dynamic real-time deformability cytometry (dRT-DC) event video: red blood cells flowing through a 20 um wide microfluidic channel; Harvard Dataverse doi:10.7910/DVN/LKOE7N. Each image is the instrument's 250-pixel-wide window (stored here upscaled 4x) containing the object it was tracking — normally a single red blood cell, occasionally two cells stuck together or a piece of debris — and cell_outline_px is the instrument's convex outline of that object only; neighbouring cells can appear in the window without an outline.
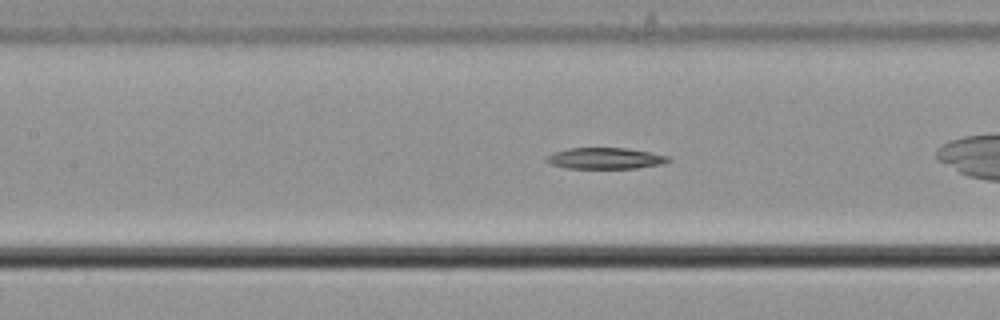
{"species": "common noctule bat (a hibernating species)", "species_latin": "Nyctalus noctula", "temperature_condition": "cold", "stored_images_in_passage": 28, "camera_frame_rate_fps": 3000, "um_per_image_px": 0.085, "animal": {"sex": "male", "body_mass_g": 21.5, "forearm_length_mm": 52.0}, "frame": {"image": 1, "passage_image": 9, "time_ms": 2.667, "image_size_px": [1000, 320], "cell_outline_px": [[672, 160], [660, 164], [636, 168], [568, 168], [552, 164], [544, 160], [552, 152], [568, 148], [624, 148], [648, 152], [668, 156]], "centroid_in_image_um": [51.41, 13.45], "position_along_channel_um": 156.0, "area_um2": 14.85}}
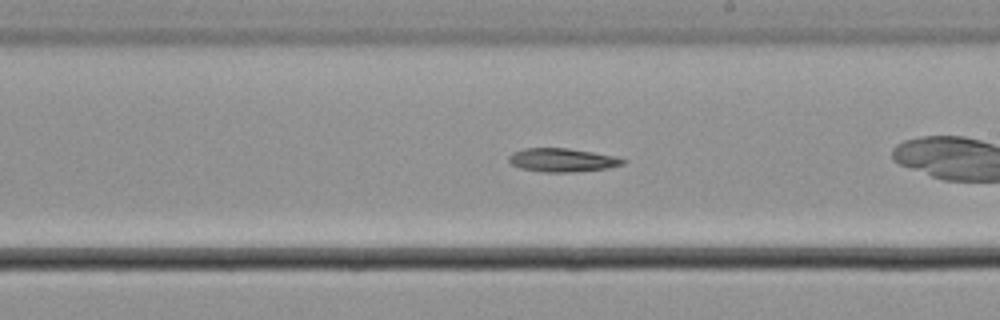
{"frame": {"image": 2, "passage_image": 16, "time_ms": 5.0, "image_size_px": [1000, 320], "cell_outline_px": [[628, 160], [624, 164], [608, 168], [572, 172], [540, 172], [520, 168], [512, 164], [508, 160], [508, 156], [512, 152], [524, 148], [568, 148], [592, 152], [612, 156]], "centroid_in_image_um": [47.76, 13.61], "position_along_channel_um": 241.2, "area_um2": 15.66}}